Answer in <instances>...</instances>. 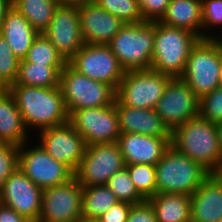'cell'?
Returning a JSON list of instances; mask_svg holds the SVG:
<instances>
[{
	"mask_svg": "<svg viewBox=\"0 0 222 222\" xmlns=\"http://www.w3.org/2000/svg\"><path fill=\"white\" fill-rule=\"evenodd\" d=\"M7 89L15 99L28 131L34 128L38 133L69 121V113L60 86L44 88L10 85Z\"/></svg>",
	"mask_w": 222,
	"mask_h": 222,
	"instance_id": "1",
	"label": "cell"
},
{
	"mask_svg": "<svg viewBox=\"0 0 222 222\" xmlns=\"http://www.w3.org/2000/svg\"><path fill=\"white\" fill-rule=\"evenodd\" d=\"M171 145L209 173L216 169L222 157L216 124L200 116L176 127L171 132Z\"/></svg>",
	"mask_w": 222,
	"mask_h": 222,
	"instance_id": "2",
	"label": "cell"
},
{
	"mask_svg": "<svg viewBox=\"0 0 222 222\" xmlns=\"http://www.w3.org/2000/svg\"><path fill=\"white\" fill-rule=\"evenodd\" d=\"M199 39L196 34L186 29L155 21L151 69L172 78H180L190 51Z\"/></svg>",
	"mask_w": 222,
	"mask_h": 222,
	"instance_id": "3",
	"label": "cell"
},
{
	"mask_svg": "<svg viewBox=\"0 0 222 222\" xmlns=\"http://www.w3.org/2000/svg\"><path fill=\"white\" fill-rule=\"evenodd\" d=\"M222 39H199L192 47L180 77L200 99L220 87Z\"/></svg>",
	"mask_w": 222,
	"mask_h": 222,
	"instance_id": "4",
	"label": "cell"
},
{
	"mask_svg": "<svg viewBox=\"0 0 222 222\" xmlns=\"http://www.w3.org/2000/svg\"><path fill=\"white\" fill-rule=\"evenodd\" d=\"M155 21L127 23L107 44L125 71L151 69Z\"/></svg>",
	"mask_w": 222,
	"mask_h": 222,
	"instance_id": "5",
	"label": "cell"
},
{
	"mask_svg": "<svg viewBox=\"0 0 222 222\" xmlns=\"http://www.w3.org/2000/svg\"><path fill=\"white\" fill-rule=\"evenodd\" d=\"M157 193L192 195L210 174L172 145L155 165Z\"/></svg>",
	"mask_w": 222,
	"mask_h": 222,
	"instance_id": "6",
	"label": "cell"
},
{
	"mask_svg": "<svg viewBox=\"0 0 222 222\" xmlns=\"http://www.w3.org/2000/svg\"><path fill=\"white\" fill-rule=\"evenodd\" d=\"M59 86L69 115L83 108L112 105L116 100V89L112 85L90 79L69 63L60 73Z\"/></svg>",
	"mask_w": 222,
	"mask_h": 222,
	"instance_id": "7",
	"label": "cell"
},
{
	"mask_svg": "<svg viewBox=\"0 0 222 222\" xmlns=\"http://www.w3.org/2000/svg\"><path fill=\"white\" fill-rule=\"evenodd\" d=\"M171 79L152 69L126 71L116 89V100L124 106L155 109Z\"/></svg>",
	"mask_w": 222,
	"mask_h": 222,
	"instance_id": "8",
	"label": "cell"
},
{
	"mask_svg": "<svg viewBox=\"0 0 222 222\" xmlns=\"http://www.w3.org/2000/svg\"><path fill=\"white\" fill-rule=\"evenodd\" d=\"M124 167L123 155L117 142L93 144L86 147L74 177L82 187L106 185L112 175Z\"/></svg>",
	"mask_w": 222,
	"mask_h": 222,
	"instance_id": "9",
	"label": "cell"
},
{
	"mask_svg": "<svg viewBox=\"0 0 222 222\" xmlns=\"http://www.w3.org/2000/svg\"><path fill=\"white\" fill-rule=\"evenodd\" d=\"M69 122L83 137L87 146L114 143L121 135L116 103L75 110L69 115Z\"/></svg>",
	"mask_w": 222,
	"mask_h": 222,
	"instance_id": "10",
	"label": "cell"
},
{
	"mask_svg": "<svg viewBox=\"0 0 222 222\" xmlns=\"http://www.w3.org/2000/svg\"><path fill=\"white\" fill-rule=\"evenodd\" d=\"M79 73L117 89L125 70L108 45L85 43L68 62Z\"/></svg>",
	"mask_w": 222,
	"mask_h": 222,
	"instance_id": "11",
	"label": "cell"
},
{
	"mask_svg": "<svg viewBox=\"0 0 222 222\" xmlns=\"http://www.w3.org/2000/svg\"><path fill=\"white\" fill-rule=\"evenodd\" d=\"M27 143L30 144L28 141L19 147L18 167L35 185L45 189L64 184L74 177V172L52 158L41 144L28 148Z\"/></svg>",
	"mask_w": 222,
	"mask_h": 222,
	"instance_id": "12",
	"label": "cell"
},
{
	"mask_svg": "<svg viewBox=\"0 0 222 222\" xmlns=\"http://www.w3.org/2000/svg\"><path fill=\"white\" fill-rule=\"evenodd\" d=\"M82 194L83 187L75 177L43 189L38 222H78L82 219Z\"/></svg>",
	"mask_w": 222,
	"mask_h": 222,
	"instance_id": "13",
	"label": "cell"
},
{
	"mask_svg": "<svg viewBox=\"0 0 222 222\" xmlns=\"http://www.w3.org/2000/svg\"><path fill=\"white\" fill-rule=\"evenodd\" d=\"M155 110L172 132L180 124L199 116V98L181 78H172Z\"/></svg>",
	"mask_w": 222,
	"mask_h": 222,
	"instance_id": "14",
	"label": "cell"
},
{
	"mask_svg": "<svg viewBox=\"0 0 222 222\" xmlns=\"http://www.w3.org/2000/svg\"><path fill=\"white\" fill-rule=\"evenodd\" d=\"M43 34L68 63L85 44L80 26L78 4L60 3Z\"/></svg>",
	"mask_w": 222,
	"mask_h": 222,
	"instance_id": "15",
	"label": "cell"
},
{
	"mask_svg": "<svg viewBox=\"0 0 222 222\" xmlns=\"http://www.w3.org/2000/svg\"><path fill=\"white\" fill-rule=\"evenodd\" d=\"M43 189L35 185L18 167L0 189V202L30 222H38Z\"/></svg>",
	"mask_w": 222,
	"mask_h": 222,
	"instance_id": "16",
	"label": "cell"
},
{
	"mask_svg": "<svg viewBox=\"0 0 222 222\" xmlns=\"http://www.w3.org/2000/svg\"><path fill=\"white\" fill-rule=\"evenodd\" d=\"M38 133L37 139L46 152L75 172L83 159L87 145L72 124L68 121Z\"/></svg>",
	"mask_w": 222,
	"mask_h": 222,
	"instance_id": "17",
	"label": "cell"
},
{
	"mask_svg": "<svg viewBox=\"0 0 222 222\" xmlns=\"http://www.w3.org/2000/svg\"><path fill=\"white\" fill-rule=\"evenodd\" d=\"M78 10L85 43L107 45L125 25L92 0L78 3Z\"/></svg>",
	"mask_w": 222,
	"mask_h": 222,
	"instance_id": "18",
	"label": "cell"
},
{
	"mask_svg": "<svg viewBox=\"0 0 222 222\" xmlns=\"http://www.w3.org/2000/svg\"><path fill=\"white\" fill-rule=\"evenodd\" d=\"M117 144L125 165H156L171 145V137H155L139 133H121Z\"/></svg>",
	"mask_w": 222,
	"mask_h": 222,
	"instance_id": "19",
	"label": "cell"
},
{
	"mask_svg": "<svg viewBox=\"0 0 222 222\" xmlns=\"http://www.w3.org/2000/svg\"><path fill=\"white\" fill-rule=\"evenodd\" d=\"M191 222H218L222 219V182L209 174L190 196Z\"/></svg>",
	"mask_w": 222,
	"mask_h": 222,
	"instance_id": "20",
	"label": "cell"
},
{
	"mask_svg": "<svg viewBox=\"0 0 222 222\" xmlns=\"http://www.w3.org/2000/svg\"><path fill=\"white\" fill-rule=\"evenodd\" d=\"M116 110L121 133H139L155 137H171V131L163 123L155 109H140L121 105L117 100Z\"/></svg>",
	"mask_w": 222,
	"mask_h": 222,
	"instance_id": "21",
	"label": "cell"
},
{
	"mask_svg": "<svg viewBox=\"0 0 222 222\" xmlns=\"http://www.w3.org/2000/svg\"><path fill=\"white\" fill-rule=\"evenodd\" d=\"M0 34L5 38L14 55L23 60L34 39L39 33L25 19V17L11 6L3 19Z\"/></svg>",
	"mask_w": 222,
	"mask_h": 222,
	"instance_id": "22",
	"label": "cell"
},
{
	"mask_svg": "<svg viewBox=\"0 0 222 222\" xmlns=\"http://www.w3.org/2000/svg\"><path fill=\"white\" fill-rule=\"evenodd\" d=\"M15 99L8 89L0 88V142L21 146L29 141V133Z\"/></svg>",
	"mask_w": 222,
	"mask_h": 222,
	"instance_id": "23",
	"label": "cell"
},
{
	"mask_svg": "<svg viewBox=\"0 0 222 222\" xmlns=\"http://www.w3.org/2000/svg\"><path fill=\"white\" fill-rule=\"evenodd\" d=\"M159 22L186 29L202 39V0H171Z\"/></svg>",
	"mask_w": 222,
	"mask_h": 222,
	"instance_id": "24",
	"label": "cell"
},
{
	"mask_svg": "<svg viewBox=\"0 0 222 222\" xmlns=\"http://www.w3.org/2000/svg\"><path fill=\"white\" fill-rule=\"evenodd\" d=\"M148 201L158 222H191L190 195L156 193Z\"/></svg>",
	"mask_w": 222,
	"mask_h": 222,
	"instance_id": "25",
	"label": "cell"
},
{
	"mask_svg": "<svg viewBox=\"0 0 222 222\" xmlns=\"http://www.w3.org/2000/svg\"><path fill=\"white\" fill-rule=\"evenodd\" d=\"M65 65H46L20 60L18 76L14 84L51 88L60 85V73Z\"/></svg>",
	"mask_w": 222,
	"mask_h": 222,
	"instance_id": "26",
	"label": "cell"
},
{
	"mask_svg": "<svg viewBox=\"0 0 222 222\" xmlns=\"http://www.w3.org/2000/svg\"><path fill=\"white\" fill-rule=\"evenodd\" d=\"M59 4L57 0H12V6L25 17L39 34L48 28Z\"/></svg>",
	"mask_w": 222,
	"mask_h": 222,
	"instance_id": "27",
	"label": "cell"
},
{
	"mask_svg": "<svg viewBox=\"0 0 222 222\" xmlns=\"http://www.w3.org/2000/svg\"><path fill=\"white\" fill-rule=\"evenodd\" d=\"M120 202L106 185L83 187L82 218L98 219Z\"/></svg>",
	"mask_w": 222,
	"mask_h": 222,
	"instance_id": "28",
	"label": "cell"
},
{
	"mask_svg": "<svg viewBox=\"0 0 222 222\" xmlns=\"http://www.w3.org/2000/svg\"><path fill=\"white\" fill-rule=\"evenodd\" d=\"M24 60L31 63L46 65L67 64L64 58L58 53L55 46L43 33L39 34L34 39Z\"/></svg>",
	"mask_w": 222,
	"mask_h": 222,
	"instance_id": "29",
	"label": "cell"
},
{
	"mask_svg": "<svg viewBox=\"0 0 222 222\" xmlns=\"http://www.w3.org/2000/svg\"><path fill=\"white\" fill-rule=\"evenodd\" d=\"M125 167L136 190L145 200L157 193L155 165L141 163L125 165Z\"/></svg>",
	"mask_w": 222,
	"mask_h": 222,
	"instance_id": "30",
	"label": "cell"
},
{
	"mask_svg": "<svg viewBox=\"0 0 222 222\" xmlns=\"http://www.w3.org/2000/svg\"><path fill=\"white\" fill-rule=\"evenodd\" d=\"M106 186L120 202H128L135 205L145 201L136 190L126 167L114 173L107 181Z\"/></svg>",
	"mask_w": 222,
	"mask_h": 222,
	"instance_id": "31",
	"label": "cell"
},
{
	"mask_svg": "<svg viewBox=\"0 0 222 222\" xmlns=\"http://www.w3.org/2000/svg\"><path fill=\"white\" fill-rule=\"evenodd\" d=\"M105 11L127 23L144 21L138 0H92Z\"/></svg>",
	"mask_w": 222,
	"mask_h": 222,
	"instance_id": "32",
	"label": "cell"
},
{
	"mask_svg": "<svg viewBox=\"0 0 222 222\" xmlns=\"http://www.w3.org/2000/svg\"><path fill=\"white\" fill-rule=\"evenodd\" d=\"M20 59L17 58L0 34V88L7 89L14 84L19 71Z\"/></svg>",
	"mask_w": 222,
	"mask_h": 222,
	"instance_id": "33",
	"label": "cell"
},
{
	"mask_svg": "<svg viewBox=\"0 0 222 222\" xmlns=\"http://www.w3.org/2000/svg\"><path fill=\"white\" fill-rule=\"evenodd\" d=\"M218 26L222 29V0H202V39H222V34L211 31Z\"/></svg>",
	"mask_w": 222,
	"mask_h": 222,
	"instance_id": "34",
	"label": "cell"
},
{
	"mask_svg": "<svg viewBox=\"0 0 222 222\" xmlns=\"http://www.w3.org/2000/svg\"><path fill=\"white\" fill-rule=\"evenodd\" d=\"M199 116L214 124L222 122L221 86L199 99Z\"/></svg>",
	"mask_w": 222,
	"mask_h": 222,
	"instance_id": "35",
	"label": "cell"
},
{
	"mask_svg": "<svg viewBox=\"0 0 222 222\" xmlns=\"http://www.w3.org/2000/svg\"><path fill=\"white\" fill-rule=\"evenodd\" d=\"M19 147L13 143L0 142V189L19 165Z\"/></svg>",
	"mask_w": 222,
	"mask_h": 222,
	"instance_id": "36",
	"label": "cell"
},
{
	"mask_svg": "<svg viewBox=\"0 0 222 222\" xmlns=\"http://www.w3.org/2000/svg\"><path fill=\"white\" fill-rule=\"evenodd\" d=\"M171 0H138L144 21H159L165 14Z\"/></svg>",
	"mask_w": 222,
	"mask_h": 222,
	"instance_id": "37",
	"label": "cell"
},
{
	"mask_svg": "<svg viewBox=\"0 0 222 222\" xmlns=\"http://www.w3.org/2000/svg\"><path fill=\"white\" fill-rule=\"evenodd\" d=\"M127 222H158L154 209L148 200L131 207Z\"/></svg>",
	"mask_w": 222,
	"mask_h": 222,
	"instance_id": "38",
	"label": "cell"
},
{
	"mask_svg": "<svg viewBox=\"0 0 222 222\" xmlns=\"http://www.w3.org/2000/svg\"><path fill=\"white\" fill-rule=\"evenodd\" d=\"M132 206L128 202H118L97 220L99 222H127Z\"/></svg>",
	"mask_w": 222,
	"mask_h": 222,
	"instance_id": "39",
	"label": "cell"
},
{
	"mask_svg": "<svg viewBox=\"0 0 222 222\" xmlns=\"http://www.w3.org/2000/svg\"><path fill=\"white\" fill-rule=\"evenodd\" d=\"M0 222H30L24 216L18 214L14 209H11L0 202Z\"/></svg>",
	"mask_w": 222,
	"mask_h": 222,
	"instance_id": "40",
	"label": "cell"
},
{
	"mask_svg": "<svg viewBox=\"0 0 222 222\" xmlns=\"http://www.w3.org/2000/svg\"><path fill=\"white\" fill-rule=\"evenodd\" d=\"M12 6V0H0V29L7 10Z\"/></svg>",
	"mask_w": 222,
	"mask_h": 222,
	"instance_id": "41",
	"label": "cell"
},
{
	"mask_svg": "<svg viewBox=\"0 0 222 222\" xmlns=\"http://www.w3.org/2000/svg\"><path fill=\"white\" fill-rule=\"evenodd\" d=\"M211 174H213L220 182H222V157L219 160L218 166Z\"/></svg>",
	"mask_w": 222,
	"mask_h": 222,
	"instance_id": "42",
	"label": "cell"
},
{
	"mask_svg": "<svg viewBox=\"0 0 222 222\" xmlns=\"http://www.w3.org/2000/svg\"><path fill=\"white\" fill-rule=\"evenodd\" d=\"M218 130V141H219V149L222 155V122L216 124Z\"/></svg>",
	"mask_w": 222,
	"mask_h": 222,
	"instance_id": "43",
	"label": "cell"
},
{
	"mask_svg": "<svg viewBox=\"0 0 222 222\" xmlns=\"http://www.w3.org/2000/svg\"><path fill=\"white\" fill-rule=\"evenodd\" d=\"M59 3L64 4H78L84 0H57Z\"/></svg>",
	"mask_w": 222,
	"mask_h": 222,
	"instance_id": "44",
	"label": "cell"
},
{
	"mask_svg": "<svg viewBox=\"0 0 222 222\" xmlns=\"http://www.w3.org/2000/svg\"><path fill=\"white\" fill-rule=\"evenodd\" d=\"M78 222H99L97 219H81Z\"/></svg>",
	"mask_w": 222,
	"mask_h": 222,
	"instance_id": "45",
	"label": "cell"
},
{
	"mask_svg": "<svg viewBox=\"0 0 222 222\" xmlns=\"http://www.w3.org/2000/svg\"><path fill=\"white\" fill-rule=\"evenodd\" d=\"M220 86L222 87V67H221V71H220Z\"/></svg>",
	"mask_w": 222,
	"mask_h": 222,
	"instance_id": "46",
	"label": "cell"
}]
</instances>
